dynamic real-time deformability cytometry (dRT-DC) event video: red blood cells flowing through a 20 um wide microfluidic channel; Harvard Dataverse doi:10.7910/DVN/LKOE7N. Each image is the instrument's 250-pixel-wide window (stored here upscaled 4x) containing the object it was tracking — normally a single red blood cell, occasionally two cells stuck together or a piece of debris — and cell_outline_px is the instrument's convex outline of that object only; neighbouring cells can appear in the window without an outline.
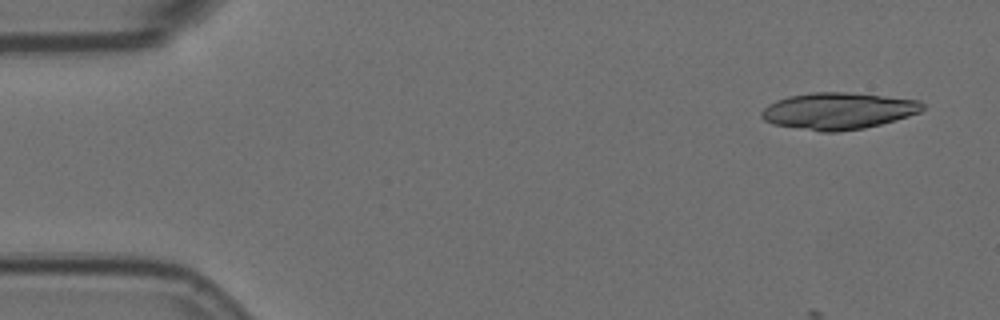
{"species": "Egyptian fruit bat (a non-hibernating species)", "species_latin": "Rousettus aegyptiacus", "temperature_condition": "room temperature", "stored_images_in_passage": 15, "camera_frame_rate_fps": 3000, "um_per_image_px": 0.085, "animal": {"sex": "female"}, "frame": {"image": 1, "passage_image": 1, "time_ms": 0.0, "image_size_px": [1000, 320], "cell_outline_px": [[924, 108], [920, 112], [908, 116], [880, 124], [864, 128], [836, 132], [820, 132], [772, 124], [764, 120], [760, 116], [760, 112], [768, 104], [776, 100], [788, 96], [812, 92], [848, 92], [920, 100], [924, 104]], "centroid_in_image_um": [71.21, 9.43], "position_along_channel_um": 13.8, "area_um2": 34.56}}